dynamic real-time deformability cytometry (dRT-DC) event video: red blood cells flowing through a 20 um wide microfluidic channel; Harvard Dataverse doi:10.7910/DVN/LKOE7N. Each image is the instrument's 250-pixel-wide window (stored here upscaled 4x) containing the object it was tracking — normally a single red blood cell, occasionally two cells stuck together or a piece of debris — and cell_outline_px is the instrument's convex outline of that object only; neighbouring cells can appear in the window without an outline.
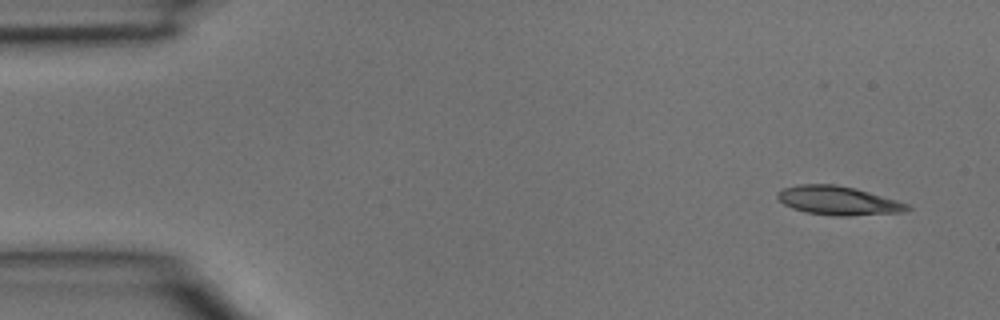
{"species": "common noctule bat (a hibernating species)", "species_latin": "Nyctalus noctula", "temperature_condition": "room temperature", "stored_images_in_passage": 4, "camera_frame_rate_fps": 3000, "um_per_image_px": 0.085, "animal": {"sex": "male", "body_mass_g": 15.6}, "frame": {"image": 1, "passage_image": 1, "time_ms": 0.0, "image_size_px": [1000, 320], "cell_outline_px": [[912, 208], [904, 212], [848, 216], [832, 216], [804, 212], [792, 208], [784, 204], [776, 196], [776, 192], [784, 188], [800, 184], [836, 184], [856, 188], [896, 200], [908, 204]], "centroid_in_image_um": [71.23, 17.05], "position_along_channel_um": 13.8, "area_um2": 21.91}}
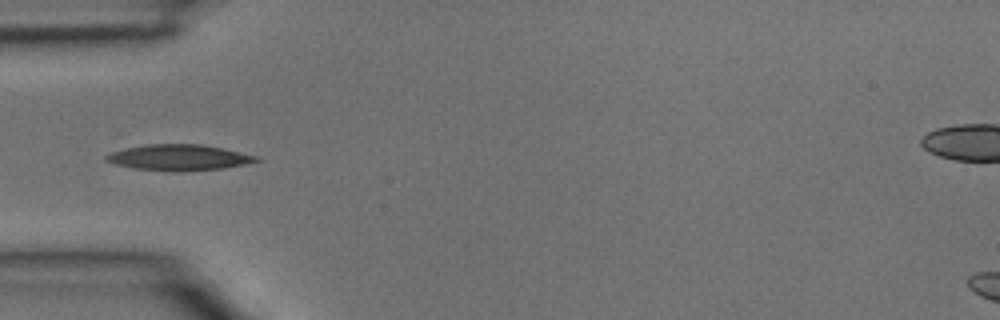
{"frame": {"image": 2, "passage_image": 4, "time_ms": 1.0, "image_size_px": [1000, 320], "cell_outline_px": [[264, 160], [224, 168], [180, 172], [172, 172], [132, 168], [116, 164], [104, 160], [104, 156], [112, 152], [124, 148], [148, 144], [200, 144], [224, 148], [260, 156]], "centroid_in_image_um": [15.25, 13.39], "position_along_channel_um": 69.8, "area_um2": 23.0}}